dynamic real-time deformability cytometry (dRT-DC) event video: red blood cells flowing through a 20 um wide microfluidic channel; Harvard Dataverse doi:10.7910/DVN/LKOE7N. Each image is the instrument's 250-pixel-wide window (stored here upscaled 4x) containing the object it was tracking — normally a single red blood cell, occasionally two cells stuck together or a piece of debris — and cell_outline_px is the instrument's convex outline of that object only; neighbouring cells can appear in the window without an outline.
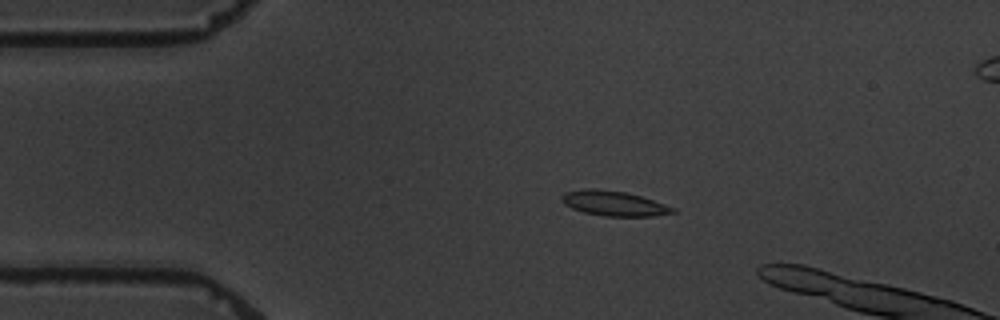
{"species": "common noctule bat (a hibernating species)", "species_latin": "Nyctalus noctula", "temperature_condition": "warm", "stored_images_in_passage": 5, "camera_frame_rate_fps": 3000, "um_per_image_px": 0.085, "animal": {"sex": "male", "body_mass_g": 19.5, "forearm_length_mm": 54.6}, "frame": {"image": 1, "passage_image": 3, "time_ms": 2.667, "image_size_px": [1000, 320], "cell_outline_px": [[676, 212], [652, 216], [604, 216], [584, 212], [572, 208], [564, 204], [560, 200], [560, 196], [564, 192], [584, 188], [596, 188], [624, 192], [640, 196], [676, 208]], "centroid_in_image_um": [52.12, 17.28], "position_along_channel_um": 32.9, "area_um2": 16.13}}